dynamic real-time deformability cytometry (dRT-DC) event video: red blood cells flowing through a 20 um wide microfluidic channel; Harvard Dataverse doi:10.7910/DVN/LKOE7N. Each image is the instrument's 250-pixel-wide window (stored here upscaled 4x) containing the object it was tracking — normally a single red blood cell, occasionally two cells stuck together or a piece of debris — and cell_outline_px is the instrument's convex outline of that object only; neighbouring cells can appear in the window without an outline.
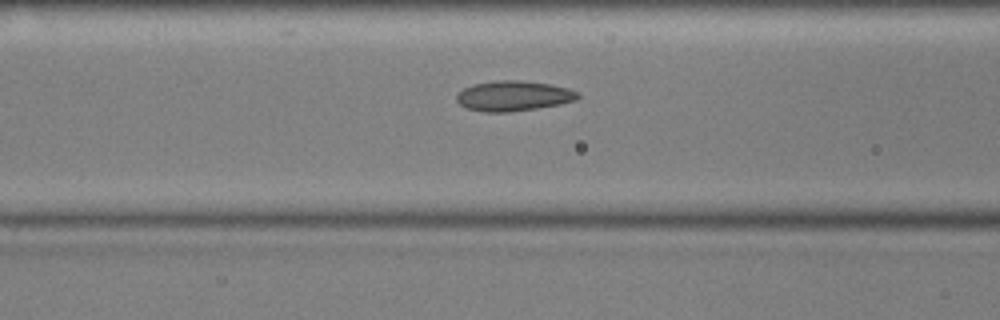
{"species": "common noctule bat (a hibernating species)", "species_latin": "Nyctalus noctula", "temperature_condition": "cold", "stored_images_in_passage": 55, "camera_frame_rate_fps": 3000, "um_per_image_px": 0.085, "animal": {"sex": "male", "body_mass_g": 17.9, "forearm_length_mm": 54.2}, "frame": {"image": 1, "passage_image": 21, "time_ms": 6.667, "image_size_px": [1000, 320], "cell_outline_px": [[580, 96], [576, 100], [560, 104], [536, 108], [508, 112], [484, 112], [468, 108], [460, 104], [456, 100], [456, 92], [472, 84], [496, 80], [516, 80], [548, 84], [568, 88], [580, 92]], "centroid_in_image_um": [43.63, 8.15], "position_along_channel_um": 123.0, "area_um2": 21.33}}
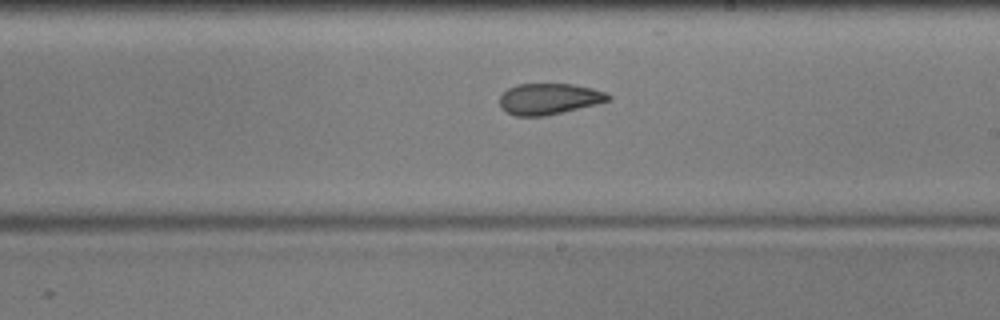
{"frame": {"image": 2, "passage_image": 31, "time_ms": 10.0, "image_size_px": [1000, 320], "cell_outline_px": [[612, 100], [596, 104], [544, 116], [516, 116], [500, 108], [500, 96], [508, 88], [516, 84], [572, 84], [592, 88], [604, 92], [612, 96]], "centroid_in_image_um": [46.66, 8.4], "position_along_channel_um": 242.3, "area_um2": 19.59}}
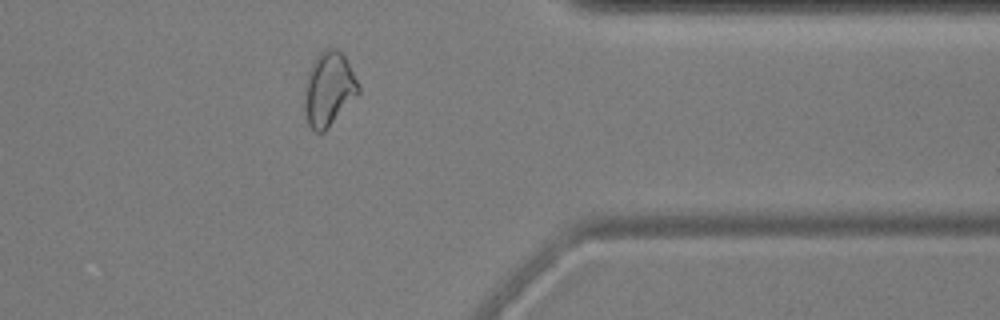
{"frame": {"image": 3, "passage_image": 44, "time_ms": 14.333, "image_size_px": [1000, 320], "cell_outline_px": [[360, 92], [328, 128], [324, 132], [316, 132], [308, 124], [304, 112], [304, 84], [308, 72], [316, 56], [324, 48], [336, 48], [344, 56], [360, 84]], "centroid_in_image_um": [27.93, 7.57], "position_along_channel_um": 383.5, "area_um2": 23.41}, "authors_computed_cell_mechanics": {"area_um2": 21.097, "velocity_mm_per_s": 3.5794, "shape_relaxation_time_tau1_ms": null, "shape_relaxation_time_tau2_ms": 2.3777, "deformation_change_tau1": null, "deformation_change_tau2": 0.0804}}